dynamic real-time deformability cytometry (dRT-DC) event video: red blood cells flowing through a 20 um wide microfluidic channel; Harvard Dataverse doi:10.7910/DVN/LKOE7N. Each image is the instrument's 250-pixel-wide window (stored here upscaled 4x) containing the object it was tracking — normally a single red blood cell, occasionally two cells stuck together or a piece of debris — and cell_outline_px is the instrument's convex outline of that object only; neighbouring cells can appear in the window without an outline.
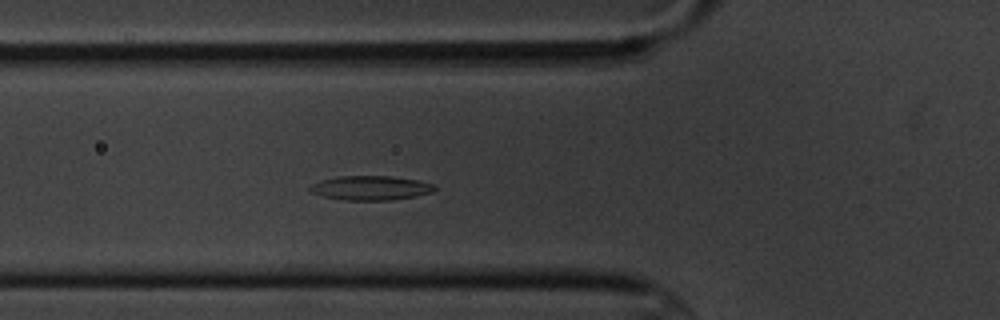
{"species": "common noctule bat (a hibernating species)", "species_latin": "Nyctalus noctula", "temperature_condition": "cold", "stored_images_in_passage": 5, "camera_frame_rate_fps": 3000, "um_per_image_px": 0.085, "animal": {"sex": "male", "body_mass_g": 20.1, "forearm_length_mm": 53.5}, "frame": {"image": 1, "passage_image": 5, "time_ms": 4.667, "image_size_px": [1000, 320], "cell_outline_px": [[436, 188], [432, 192], [416, 196], [392, 200], [344, 200], [324, 196], [312, 192], [308, 188], [308, 184], [320, 180], [340, 176], [392, 176], [420, 180], [436, 184]], "centroid_in_image_um": [31.52, 15.96], "position_along_channel_um": 94.3, "area_um2": 17.86}}